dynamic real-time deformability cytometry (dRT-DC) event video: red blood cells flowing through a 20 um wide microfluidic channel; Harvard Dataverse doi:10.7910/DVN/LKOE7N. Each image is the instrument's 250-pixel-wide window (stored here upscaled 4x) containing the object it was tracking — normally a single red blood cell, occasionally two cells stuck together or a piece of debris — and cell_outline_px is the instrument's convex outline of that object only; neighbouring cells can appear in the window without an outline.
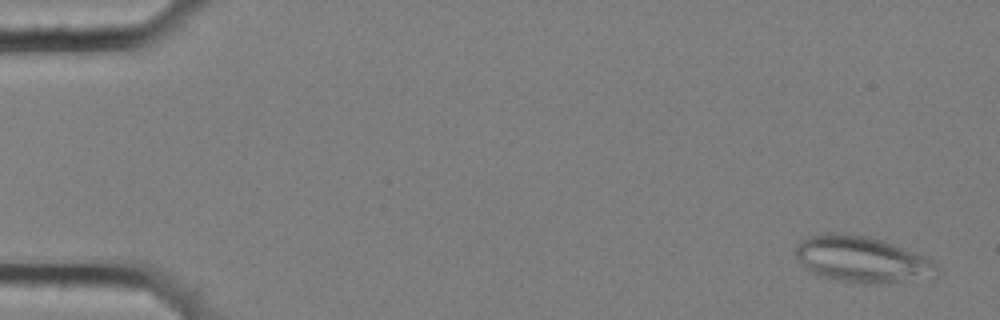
{"species": "common noctule bat (a hibernating species)", "species_latin": "Nyctalus noctula", "temperature_condition": "cold", "stored_images_in_passage": 56, "camera_frame_rate_fps": 3000, "um_per_image_px": 0.085, "animal": {"sex": "female", "body_mass_g": 25.1}, "frame": {"image": 1, "passage_image": 2, "time_ms": 0.333, "image_size_px": [1000, 320], "cell_outline_px": [[936, 268], [900, 280], [864, 284], [816, 276], [804, 268], [796, 256], [796, 248], [800, 240], [808, 236], [828, 232], [844, 232], [884, 240], [924, 256], [932, 260]], "centroid_in_image_um": [73.01, 21.98], "position_along_channel_um": 12.0, "area_um2": 36.59}}
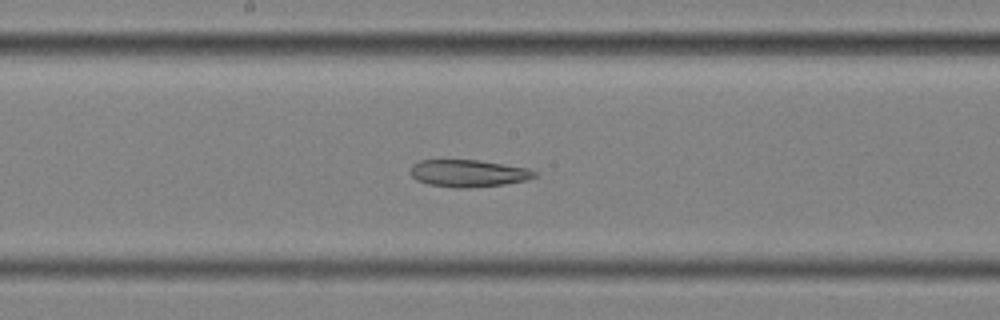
{"frame": {"image": 2, "passage_image": 30, "time_ms": 9.667, "image_size_px": [1000, 320], "cell_outline_px": [[536, 176], [524, 180], [504, 184], [472, 188], [456, 188], [428, 184], [416, 180], [408, 172], [412, 164], [420, 160], [476, 160], [504, 164], [528, 168], [536, 172]], "centroid_in_image_um": [39.75, 14.73], "position_along_channel_um": 208.4, "area_um2": 19.71}}
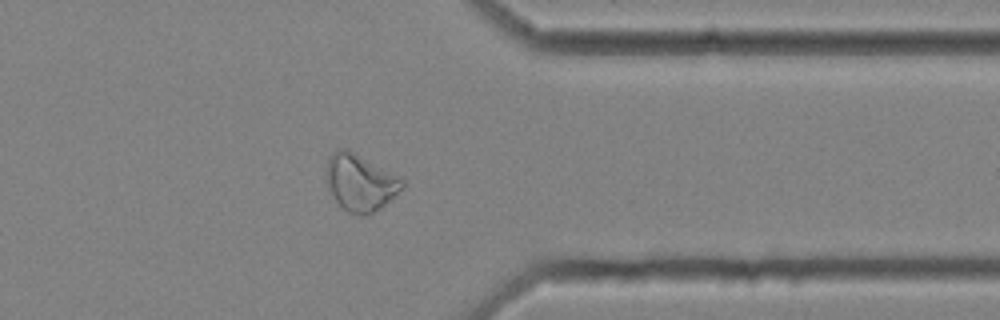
{"frame": {"image": 3, "passage_image": 45, "time_ms": 14.667, "image_size_px": [1000, 320], "cell_outline_px": [[404, 184], [380, 208], [372, 212], [360, 216], [348, 212], [336, 200], [328, 188], [324, 176], [328, 156], [336, 148], [348, 148], [400, 176], [404, 180]], "centroid_in_image_um": [30.56, 15.45], "position_along_channel_um": 380.8, "area_um2": 25.14}}